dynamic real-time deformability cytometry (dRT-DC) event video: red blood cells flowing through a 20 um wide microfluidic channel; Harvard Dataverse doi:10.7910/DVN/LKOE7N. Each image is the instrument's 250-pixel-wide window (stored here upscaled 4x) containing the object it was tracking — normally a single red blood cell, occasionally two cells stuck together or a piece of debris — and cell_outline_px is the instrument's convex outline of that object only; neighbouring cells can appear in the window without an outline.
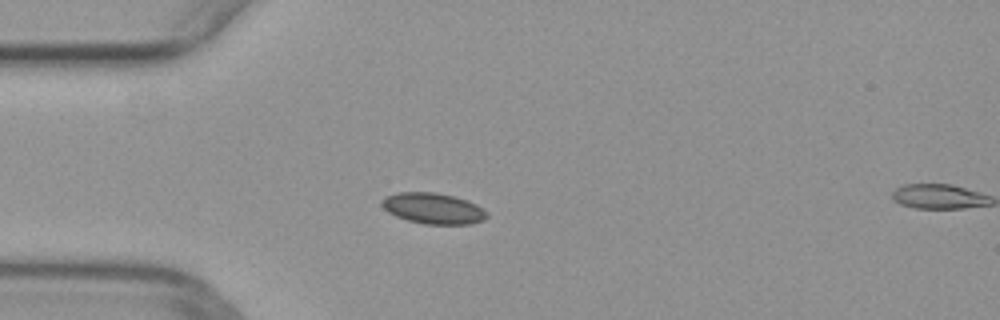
{"species": "common noctule bat (a hibernating species)", "species_latin": "Nyctalus noctula", "temperature_condition": "warm", "stored_images_in_passage": 3, "camera_frame_rate_fps": 3000, "um_per_image_px": 0.085, "animal": {"sex": "female", "body_mass_g": 29.2, "forearm_length_mm": 56.3}, "frame": {"image": 1, "passage_image": 1, "time_ms": 0.0, "image_size_px": [1000, 320], "cell_outline_px": [[488, 216], [484, 220], [472, 224], [424, 224], [408, 220], [396, 216], [388, 212], [380, 204], [380, 200], [384, 196], [396, 192], [436, 192], [468, 200], [476, 204], [488, 212]], "centroid_in_image_um": [36.81, 17.71], "position_along_channel_um": 48.2, "area_um2": 19.13}}